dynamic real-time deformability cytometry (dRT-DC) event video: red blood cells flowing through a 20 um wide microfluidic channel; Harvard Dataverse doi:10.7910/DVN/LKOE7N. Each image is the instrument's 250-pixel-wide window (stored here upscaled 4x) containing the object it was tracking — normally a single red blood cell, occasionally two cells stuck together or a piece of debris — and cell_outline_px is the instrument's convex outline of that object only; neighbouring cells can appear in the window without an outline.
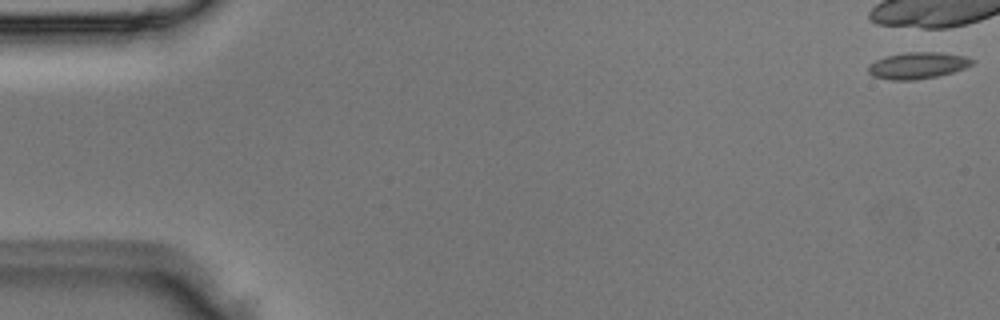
{"species": "Egyptian fruit bat (a non-hibernating species)", "species_latin": "Rousettus aegyptiacus", "temperature_condition": "room temperature", "stored_images_in_passage": 5, "camera_frame_rate_fps": 3000, "um_per_image_px": 0.085, "animal": {"sex": "male"}, "frame": {"image": 1, "passage_image": 1, "time_ms": 0.0, "image_size_px": [1000, 320], "cell_outline_px": [[976, 60], [972, 64], [964, 68], [952, 72], [936, 76], [916, 80], [892, 80], [872, 76], [868, 72], [868, 64], [884, 56], [908, 52], [940, 52], [964, 56]], "centroid_in_image_um": [77.97, 5.56], "position_along_channel_um": 7.0, "area_um2": 16.07}}